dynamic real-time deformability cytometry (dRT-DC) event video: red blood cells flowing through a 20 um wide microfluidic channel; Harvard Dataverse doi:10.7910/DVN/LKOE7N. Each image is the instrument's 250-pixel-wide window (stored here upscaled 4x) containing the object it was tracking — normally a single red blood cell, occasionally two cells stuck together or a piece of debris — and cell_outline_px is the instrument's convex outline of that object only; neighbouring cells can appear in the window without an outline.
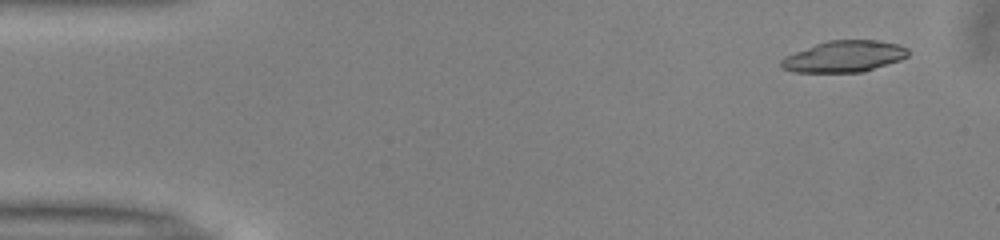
{"species": "common noctule bat (a hibernating species)", "species_latin": "Nyctalus noctula", "temperature_condition": "warm", "stored_images_in_passage": 41, "camera_frame_rate_fps": 3000, "um_per_image_px": 0.085, "animal": {"sex": "male", "body_mass_g": 13.0, "forearm_length_mm": 53.1}, "frame": {"image": 1, "passage_image": 3, "time_ms": 0.667, "image_size_px": [1000, 240], "cell_outline_px": [[908, 56], [900, 60], [864, 72], [796, 72], [784, 68], [780, 64], [780, 60], [784, 56], [816, 44], [828, 40], [880, 40], [896, 44], [908, 48]], "centroid_in_image_um": [71.77, 4.8], "position_along_channel_um": 13.2, "area_um2": 23.12}}
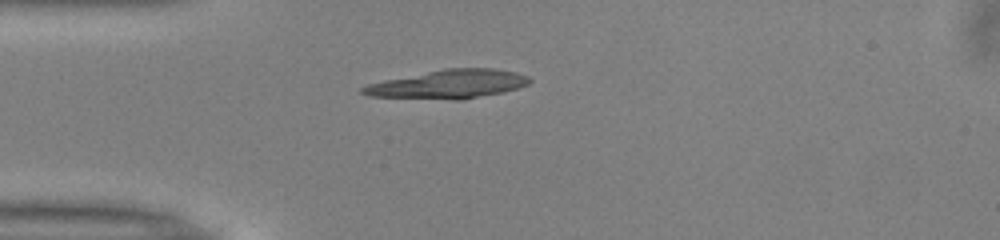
{"frame": {"image": 2, "passage_image": 13, "time_ms": 4.0, "image_size_px": [1000, 240], "cell_outline_px": [[532, 80], [528, 84], [520, 88], [504, 92], [460, 100], [452, 100], [372, 96], [360, 92], [360, 88], [368, 84], [384, 80], [444, 68], [496, 68], [516, 72], [528, 76]], "centroid_in_image_um": [38.16, 7.15], "position_along_channel_um": 46.8, "area_um2": 27.98}}